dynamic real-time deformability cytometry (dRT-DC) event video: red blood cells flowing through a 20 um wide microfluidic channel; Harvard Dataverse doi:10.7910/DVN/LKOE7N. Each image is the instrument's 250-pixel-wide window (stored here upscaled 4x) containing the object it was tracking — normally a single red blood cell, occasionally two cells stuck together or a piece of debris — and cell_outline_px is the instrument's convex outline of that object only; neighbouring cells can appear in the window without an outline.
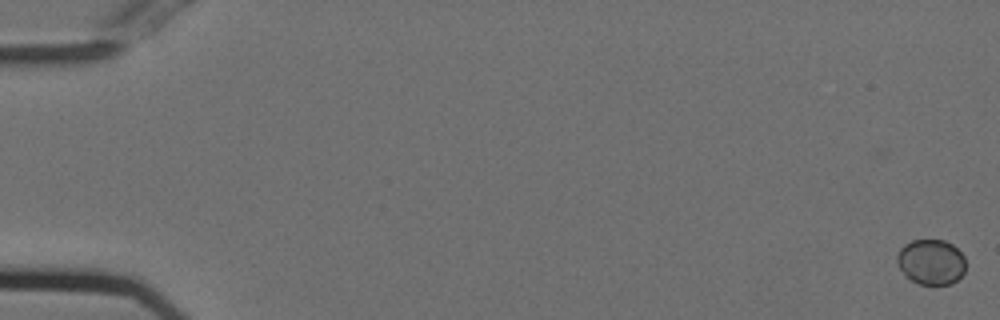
{"species": "Egyptian fruit bat (a non-hibernating species)", "species_latin": "Rousettus aegyptiacus", "temperature_condition": "cold", "stored_images_in_passage": 37, "camera_frame_rate_fps": 3000, "um_per_image_px": 0.085, "animal": {"sex": "female"}, "frame": {"image": 1, "passage_image": 1, "time_ms": 0.0, "image_size_px": [1000, 320], "cell_outline_px": [[964, 272], [952, 284], [920, 284], [904, 276], [896, 260], [896, 256], [900, 248], [904, 244], [912, 240], [944, 240], [952, 244], [964, 256]], "centroid_in_image_um": [79.11, 22.26], "position_along_channel_um": 5.9, "area_um2": 18.09}}
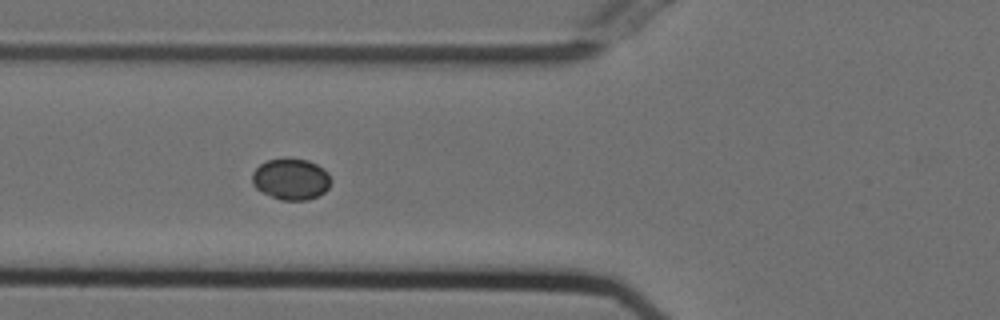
{"frame": {"image": 2, "passage_image": 22, "time_ms": 7.0, "image_size_px": [1000, 320], "cell_outline_px": [[332, 180], [328, 188], [324, 192], [308, 200], [280, 200], [260, 192], [252, 184], [252, 172], [260, 164], [268, 160], [288, 156], [308, 160], [324, 168], [328, 172]], "centroid_in_image_um": [24.72, 15.2], "position_along_channel_um": 101.1, "area_um2": 19.42}}
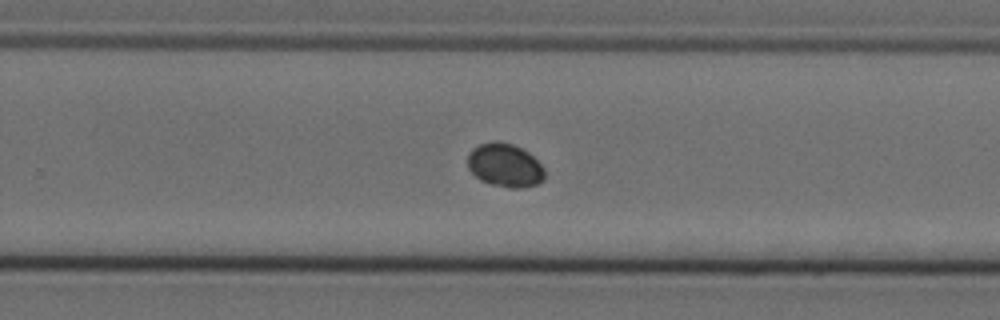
{"frame": {"image": 3, "passage_image": 37, "time_ms": 12.0, "image_size_px": [1000, 320], "cell_outline_px": [[544, 180], [540, 184], [524, 188], [508, 188], [492, 184], [480, 180], [468, 168], [468, 152], [472, 148], [480, 144], [492, 140], [500, 140], [512, 144], [528, 152], [544, 168]], "centroid_in_image_um": [42.92, 14.05], "position_along_channel_um": 286.9, "area_um2": 19.77}}